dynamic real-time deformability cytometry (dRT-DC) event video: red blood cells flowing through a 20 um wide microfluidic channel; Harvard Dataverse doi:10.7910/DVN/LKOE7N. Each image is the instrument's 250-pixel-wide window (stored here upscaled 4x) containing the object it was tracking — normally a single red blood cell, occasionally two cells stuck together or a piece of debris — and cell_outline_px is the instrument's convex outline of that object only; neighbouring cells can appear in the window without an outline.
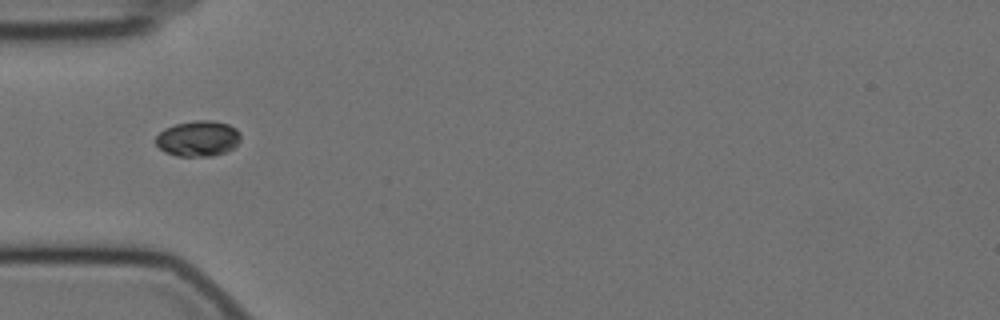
{"species": "Egyptian fruit bat (a non-hibernating species)", "species_latin": "Rousettus aegyptiacus", "temperature_condition": "cold", "stored_images_in_passage": 40, "camera_frame_rate_fps": 3000, "um_per_image_px": 0.085, "animal": {"sex": "female"}, "frame": {"image": 1, "passage_image": 1, "time_ms": 0.0, "image_size_px": [1000, 320], "cell_outline_px": [[240, 140], [232, 148], [224, 152], [212, 156], [176, 156], [164, 152], [156, 144], [156, 136], [164, 128], [176, 124], [196, 120], [212, 120], [228, 124], [236, 128], [240, 132]], "centroid_in_image_um": [16.82, 11.77], "position_along_channel_um": 68.2, "area_um2": 17.63}}
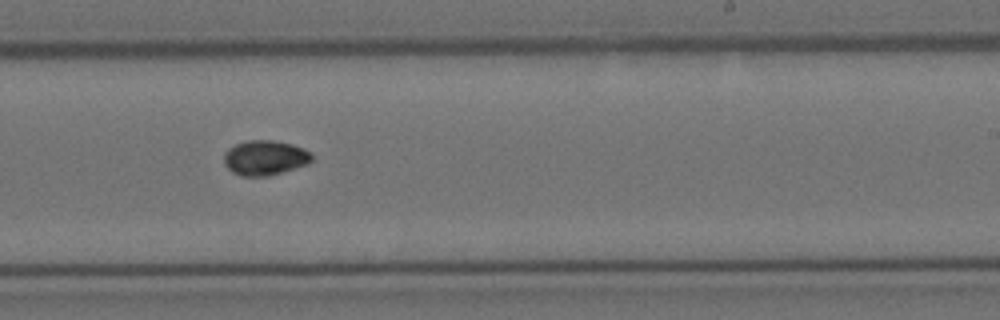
{"frame": {"image": 2, "passage_image": 18, "time_ms": 5.667, "image_size_px": [1000, 320], "cell_outline_px": [[312, 160], [308, 164], [268, 176], [240, 176], [232, 172], [224, 164], [224, 152], [228, 148], [236, 144], [248, 140], [272, 140], [292, 144], [304, 148], [312, 152]], "centroid_in_image_um": [22.52, 13.41], "position_along_channel_um": 266.5, "area_um2": 17.98}}
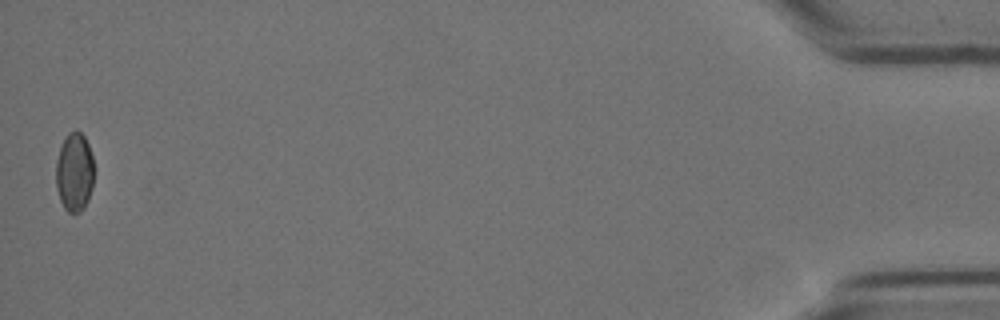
{"frame": {"image": 3, "passage_image": 40, "time_ms": 13.0, "image_size_px": [1000, 320], "cell_outline_px": [[92, 188], [88, 200], [84, 208], [80, 212], [68, 212], [64, 208], [60, 200], [56, 188], [56, 160], [60, 148], [68, 132], [80, 132], [84, 136], [88, 144], [92, 156]], "centroid_in_image_um": [6.31, 14.66], "position_along_channel_um": 428.9, "area_um2": 17.28}}